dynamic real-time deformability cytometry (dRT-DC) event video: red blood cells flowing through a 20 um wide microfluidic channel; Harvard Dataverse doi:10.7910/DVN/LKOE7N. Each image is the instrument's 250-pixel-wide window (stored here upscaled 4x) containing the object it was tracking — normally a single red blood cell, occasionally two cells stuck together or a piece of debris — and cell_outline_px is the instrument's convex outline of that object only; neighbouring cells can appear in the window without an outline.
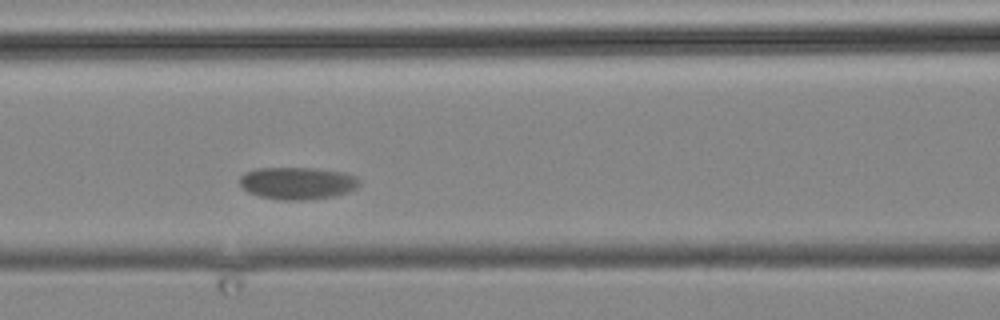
{"species": "common noctule bat (a hibernating species)", "species_latin": "Nyctalus noctula", "temperature_condition": "cold", "stored_images_in_passage": 4, "camera_frame_rate_fps": 3000, "um_per_image_px": 0.085, "animal": {"sex": "male", "body_mass_g": 19.2, "forearm_length_mm": 51.8}, "frame": {"image": 1, "passage_image": 3, "time_ms": 2.667, "image_size_px": [1000, 320], "cell_outline_px": [[360, 184], [356, 188], [348, 192], [336, 196], [304, 200], [280, 200], [260, 196], [248, 192], [240, 184], [240, 176], [244, 172], [256, 168], [312, 168], [348, 172], [356, 176], [360, 180]], "centroid_in_image_um": [25.32, 15.56], "position_along_channel_um": 141.3, "area_um2": 22.77}}
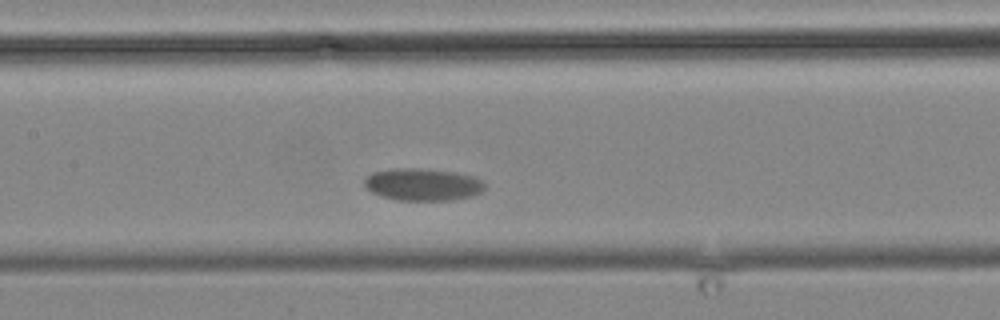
{"frame": {"image": 2, "passage_image": 4, "time_ms": 3.667, "image_size_px": [1000, 320], "cell_outline_px": [[484, 188], [480, 192], [472, 196], [452, 200], [396, 200], [380, 196], [364, 188], [364, 180], [372, 172], [396, 168], [420, 168], [456, 172], [472, 176], [484, 180]], "centroid_in_image_um": [35.92, 15.68], "position_along_channel_um": 171.5, "area_um2": 22.77}}